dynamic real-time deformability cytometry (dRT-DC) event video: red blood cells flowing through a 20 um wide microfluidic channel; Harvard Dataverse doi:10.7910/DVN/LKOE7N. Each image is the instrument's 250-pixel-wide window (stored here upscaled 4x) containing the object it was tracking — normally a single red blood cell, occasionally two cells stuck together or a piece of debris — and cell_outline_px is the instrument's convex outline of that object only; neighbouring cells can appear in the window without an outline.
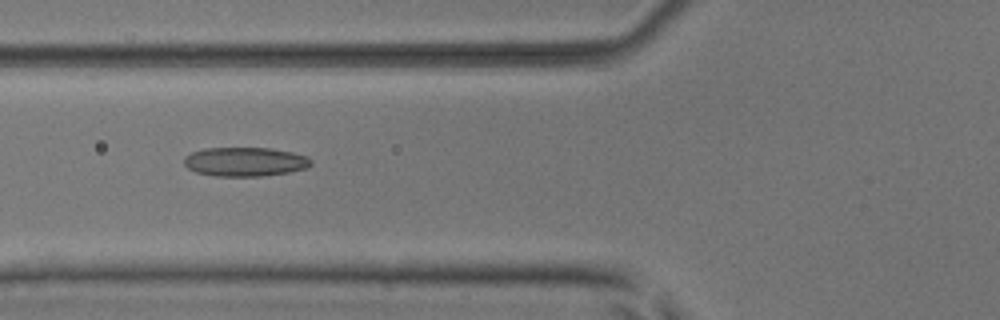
{"species": "common noctule bat (a hibernating species)", "species_latin": "Nyctalus noctula", "temperature_condition": "room temperature", "stored_images_in_passage": 8, "camera_frame_rate_fps": 3000, "um_per_image_px": 0.085, "animal": {"sex": "male", "body_mass_g": 17.9, "forearm_length_mm": 54.2}, "frame": {"image": 1, "passage_image": 6, "time_ms": 5.667, "image_size_px": [1000, 320], "cell_outline_px": [[312, 164], [308, 168], [288, 172], [264, 176], [216, 176], [196, 172], [188, 168], [184, 164], [184, 156], [192, 152], [204, 148], [272, 148], [292, 152], [308, 156], [312, 160]], "centroid_in_image_um": [20.85, 13.74], "position_along_channel_um": 104.9, "area_um2": 21.68}}
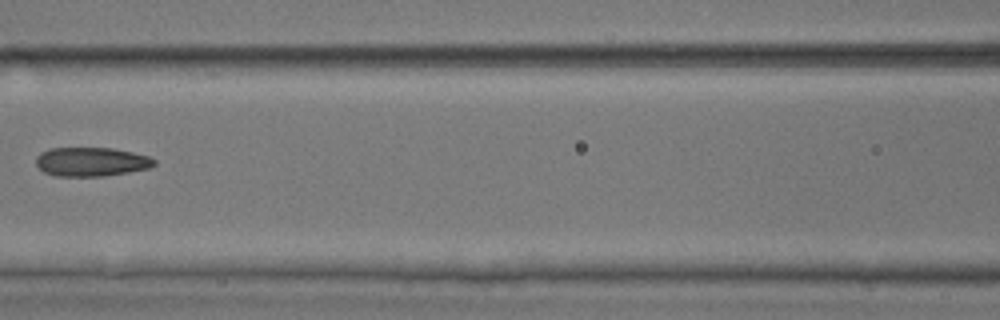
{"frame": {"image": 2, "passage_image": 7, "time_ms": 7.0, "image_size_px": [1000, 320], "cell_outline_px": [[156, 164], [148, 168], [128, 172], [104, 176], [56, 176], [44, 172], [36, 164], [36, 156], [40, 152], [48, 148], [112, 148], [132, 152], [148, 156], [156, 160]], "centroid_in_image_um": [7.74, 13.74], "position_along_channel_um": 158.9, "area_um2": 20.0}}
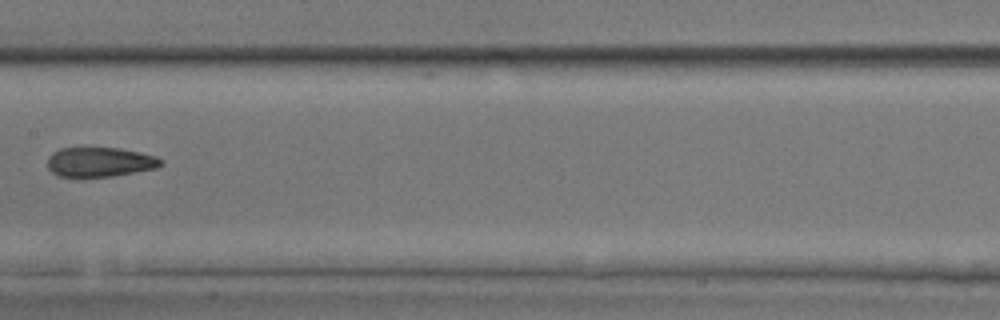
{"frame": {"image": 3, "passage_image": 8, "time_ms": 8.0, "image_size_px": [1000, 320], "cell_outline_px": [[164, 164], [156, 168], [112, 176], [60, 176], [52, 172], [48, 168], [48, 156], [52, 152], [60, 148], [120, 148], [140, 152], [156, 156], [164, 160]], "centroid_in_image_um": [8.51, 13.76], "position_along_channel_um": 198.9, "area_um2": 19.48}}